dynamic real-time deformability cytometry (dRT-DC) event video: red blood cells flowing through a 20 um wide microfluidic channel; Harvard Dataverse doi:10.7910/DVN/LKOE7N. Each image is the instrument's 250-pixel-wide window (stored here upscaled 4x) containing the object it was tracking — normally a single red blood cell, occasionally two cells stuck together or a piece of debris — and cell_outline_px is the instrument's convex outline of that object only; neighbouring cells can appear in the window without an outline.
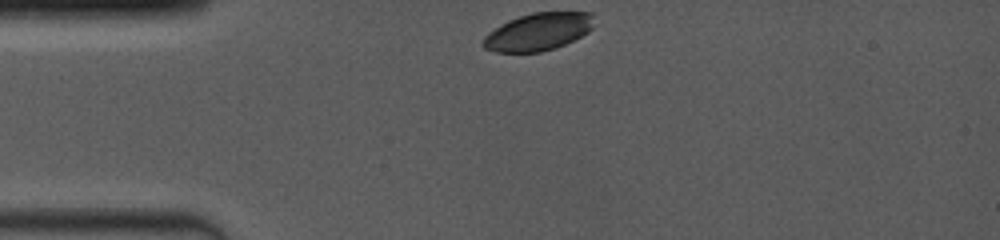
{"species": "common noctule bat (a hibernating species)", "species_latin": "Nyctalus noctula", "temperature_condition": "room temperature", "stored_images_in_passage": 50, "camera_frame_rate_fps": 4000, "um_per_image_px": 0.085, "animal": {"sex": "female", "body_mass_g": 19.0, "forearm_length_mm": 53.3}, "frame": {"image": 1, "passage_image": 1, "time_ms": 0.0, "image_size_px": [1000, 240], "cell_outline_px": [[592, 28], [588, 32], [556, 48], [540, 52], [496, 52], [484, 48], [480, 44], [484, 36], [488, 32], [508, 20], [532, 12], [592, 12]], "centroid_in_image_um": [45.7, 2.7], "position_along_channel_um": 39.3, "area_um2": 24.22}}
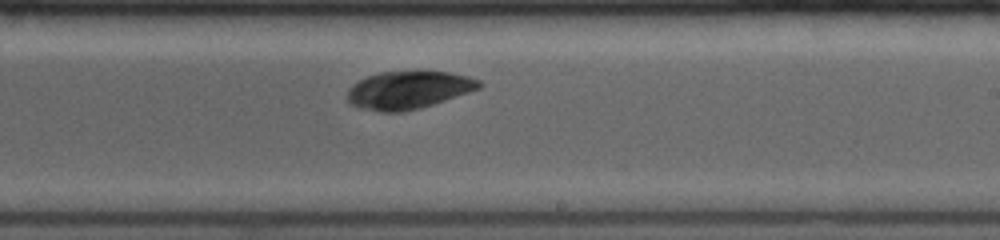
{"frame": {"image": 2, "passage_image": 28, "time_ms": 6.25, "image_size_px": [1000, 240], "cell_outline_px": [[480, 88], [420, 108], [404, 112], [380, 112], [360, 108], [352, 104], [348, 100], [348, 88], [352, 84], [368, 76], [380, 72], [448, 72], [468, 76], [480, 80]], "centroid_in_image_um": [34.68, 7.66], "position_along_channel_um": 254.3, "area_um2": 28.61}}
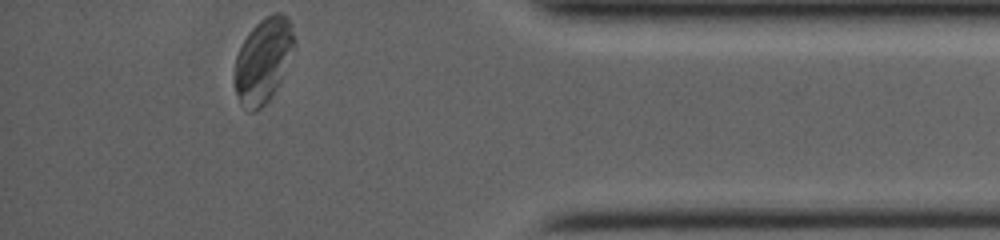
{"frame": {"image": 3, "passage_image": 50, "time_ms": 10.75, "image_size_px": [1000, 240], "cell_outline_px": [[296, 48], [272, 96], [256, 112], [248, 112], [240, 104], [232, 80], [232, 72], [236, 56], [248, 32], [260, 20], [272, 12], [280, 12], [288, 16], [292, 24]], "centroid_in_image_um": [22.36, 5.13], "position_along_channel_um": 412.8, "area_um2": 30.11}}